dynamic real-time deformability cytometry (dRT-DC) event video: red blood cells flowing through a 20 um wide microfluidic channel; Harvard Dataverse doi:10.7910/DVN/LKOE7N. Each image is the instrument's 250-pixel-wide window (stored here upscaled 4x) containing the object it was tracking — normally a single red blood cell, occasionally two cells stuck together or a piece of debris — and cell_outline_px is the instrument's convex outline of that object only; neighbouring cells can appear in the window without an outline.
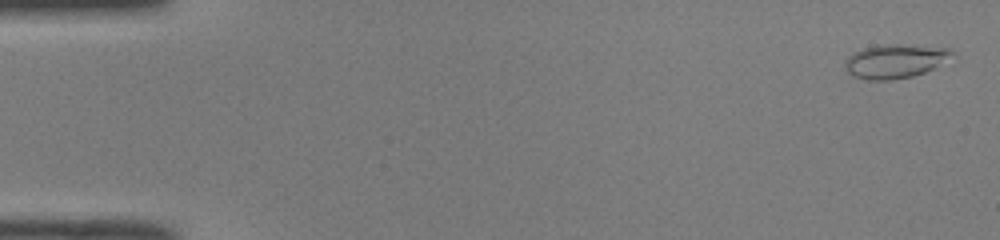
{"species": "common noctule bat (a hibernating species)", "species_latin": "Nyctalus noctula", "temperature_condition": "room temperature", "stored_images_in_passage": 51, "camera_frame_rate_fps": 3000, "um_per_image_px": 0.085, "animal": {"sex": "male", "body_mass_g": 19.0, "forearm_length_mm": 50.8}, "frame": {"image": 1, "passage_image": 2, "time_ms": 0.333, "image_size_px": [1000, 240], "cell_outline_px": [[952, 52], [932, 68], [924, 72], [912, 76], [888, 80], [868, 80], [856, 76], [848, 72], [844, 64], [844, 60], [848, 56], [864, 48], [884, 44], [900, 44], [948, 48]], "centroid_in_image_um": [75.98, 5.19], "position_along_channel_um": 9.0, "area_um2": 20.4}}
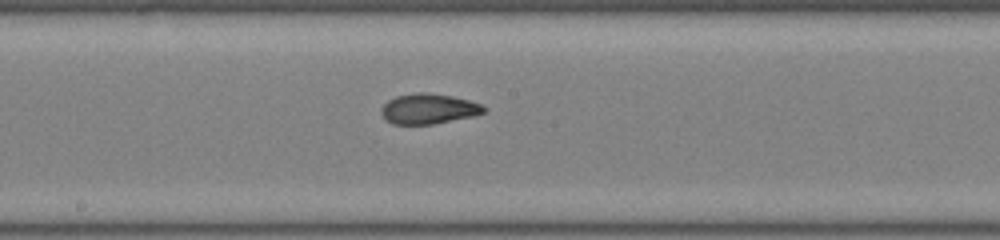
{"frame": {"image": 2, "passage_image": 28, "time_ms": 9.0, "image_size_px": [1000, 240], "cell_outline_px": [[488, 108], [484, 112], [472, 116], [432, 124], [392, 124], [384, 120], [380, 112], [380, 108], [388, 100], [396, 96], [416, 92], [428, 92], [452, 96], [468, 100], [480, 104]], "centroid_in_image_um": [36.38, 9.24], "position_along_channel_um": 211.8, "area_um2": 18.15}}
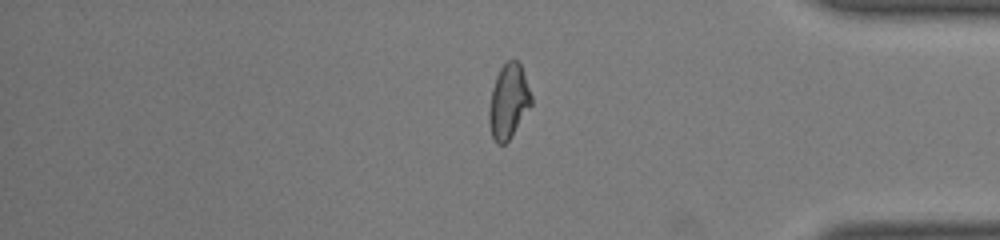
{"frame": {"image": 3, "passage_image": 43, "time_ms": 14.0, "image_size_px": [1000, 240], "cell_outline_px": [[532, 104], [508, 140], [504, 144], [496, 144], [492, 136], [488, 120], [488, 112], [492, 88], [496, 76], [500, 68], [508, 60], [516, 60], [520, 64], [532, 96]], "centroid_in_image_um": [43.21, 8.62], "position_along_channel_um": 392.0, "area_um2": 18.09}, "authors_computed_cell_mechanics": {"area_um2": 18.3804, "velocity_mm_per_s": 4.0414, "shape_relaxation_time_tau1_ms": 5.2979, "shape_relaxation_time_tau2_ms": 1.2317, "deformation_change_tau1": 0.1868, "deformation_change_tau2": 0.0675}}